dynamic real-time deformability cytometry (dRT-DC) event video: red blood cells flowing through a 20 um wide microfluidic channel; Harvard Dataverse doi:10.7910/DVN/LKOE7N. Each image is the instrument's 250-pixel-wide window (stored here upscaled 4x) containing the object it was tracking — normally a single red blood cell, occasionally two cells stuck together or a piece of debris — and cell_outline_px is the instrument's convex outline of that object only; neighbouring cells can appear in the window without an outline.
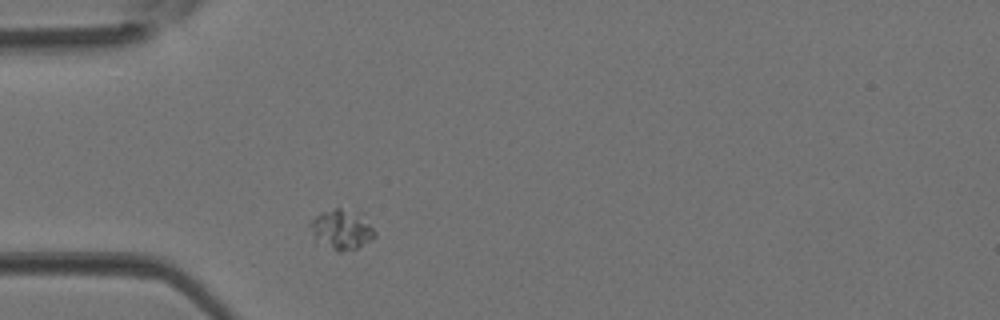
{"species": "Egyptian fruit bat (a non-hibernating species)", "species_latin": "Rousettus aegyptiacus", "temperature_condition": "room temperature", "stored_images_in_passage": 1, "camera_frame_rate_fps": 3000, "um_per_image_px": 0.085, "animal": {"sex": "female"}, "frame": {"image": 1, "passage_image": 1, "time_ms": 0.0, "image_size_px": [1000, 320], "cell_outline_px": [[376, 236], [372, 240], [356, 248], [344, 252], [336, 252], [316, 240], [308, 224], [320, 212], [336, 208], [340, 208], [364, 212], [376, 232]], "centroid_in_image_um": [29.09, 19.48], "position_along_channel_um": 55.9, "area_um2": 15.43}}